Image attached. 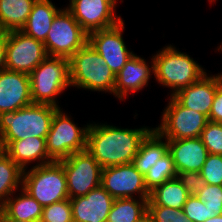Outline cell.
I'll list each match as a JSON object with an SVG mask.
<instances>
[{
	"instance_id": "1",
	"label": "cell",
	"mask_w": 222,
	"mask_h": 222,
	"mask_svg": "<svg viewBox=\"0 0 222 222\" xmlns=\"http://www.w3.org/2000/svg\"><path fill=\"white\" fill-rule=\"evenodd\" d=\"M153 128L122 129L105 124H90L87 151L102 168L129 164L138 153L140 144Z\"/></svg>"
},
{
	"instance_id": "2",
	"label": "cell",
	"mask_w": 222,
	"mask_h": 222,
	"mask_svg": "<svg viewBox=\"0 0 222 222\" xmlns=\"http://www.w3.org/2000/svg\"><path fill=\"white\" fill-rule=\"evenodd\" d=\"M59 108L47 104H31L14 112L0 114V148L11 141L29 137L46 138Z\"/></svg>"
},
{
	"instance_id": "3",
	"label": "cell",
	"mask_w": 222,
	"mask_h": 222,
	"mask_svg": "<svg viewBox=\"0 0 222 222\" xmlns=\"http://www.w3.org/2000/svg\"><path fill=\"white\" fill-rule=\"evenodd\" d=\"M69 62L71 86L114 94L116 75L89 42Z\"/></svg>"
},
{
	"instance_id": "4",
	"label": "cell",
	"mask_w": 222,
	"mask_h": 222,
	"mask_svg": "<svg viewBox=\"0 0 222 222\" xmlns=\"http://www.w3.org/2000/svg\"><path fill=\"white\" fill-rule=\"evenodd\" d=\"M154 75L159 84L170 87L172 94L198 81L206 72L189 55L174 46H166L153 56Z\"/></svg>"
},
{
	"instance_id": "5",
	"label": "cell",
	"mask_w": 222,
	"mask_h": 222,
	"mask_svg": "<svg viewBox=\"0 0 222 222\" xmlns=\"http://www.w3.org/2000/svg\"><path fill=\"white\" fill-rule=\"evenodd\" d=\"M29 76L32 102L60 108L56 96L71 86L69 59L47 56Z\"/></svg>"
},
{
	"instance_id": "6",
	"label": "cell",
	"mask_w": 222,
	"mask_h": 222,
	"mask_svg": "<svg viewBox=\"0 0 222 222\" xmlns=\"http://www.w3.org/2000/svg\"><path fill=\"white\" fill-rule=\"evenodd\" d=\"M21 189L42 207L69 199L66 175L59 161L23 170Z\"/></svg>"
},
{
	"instance_id": "7",
	"label": "cell",
	"mask_w": 222,
	"mask_h": 222,
	"mask_svg": "<svg viewBox=\"0 0 222 222\" xmlns=\"http://www.w3.org/2000/svg\"><path fill=\"white\" fill-rule=\"evenodd\" d=\"M58 109L52 119L50 131L45 138L48 156L53 161L68 158L71 154L87 149L89 125L79 128L65 113Z\"/></svg>"
},
{
	"instance_id": "8",
	"label": "cell",
	"mask_w": 222,
	"mask_h": 222,
	"mask_svg": "<svg viewBox=\"0 0 222 222\" xmlns=\"http://www.w3.org/2000/svg\"><path fill=\"white\" fill-rule=\"evenodd\" d=\"M88 42V33L65 8L55 16L44 42L48 56L70 58Z\"/></svg>"
},
{
	"instance_id": "9",
	"label": "cell",
	"mask_w": 222,
	"mask_h": 222,
	"mask_svg": "<svg viewBox=\"0 0 222 222\" xmlns=\"http://www.w3.org/2000/svg\"><path fill=\"white\" fill-rule=\"evenodd\" d=\"M164 109L160 126L154 128L167 140L200 137L209 119L206 115L183 107L172 95Z\"/></svg>"
},
{
	"instance_id": "10",
	"label": "cell",
	"mask_w": 222,
	"mask_h": 222,
	"mask_svg": "<svg viewBox=\"0 0 222 222\" xmlns=\"http://www.w3.org/2000/svg\"><path fill=\"white\" fill-rule=\"evenodd\" d=\"M59 162L66 175L69 199L85 196L101 185L102 167L87 150L73 153Z\"/></svg>"
},
{
	"instance_id": "11",
	"label": "cell",
	"mask_w": 222,
	"mask_h": 222,
	"mask_svg": "<svg viewBox=\"0 0 222 222\" xmlns=\"http://www.w3.org/2000/svg\"><path fill=\"white\" fill-rule=\"evenodd\" d=\"M47 56L43 42L21 30L7 32L6 69L29 75Z\"/></svg>"
},
{
	"instance_id": "12",
	"label": "cell",
	"mask_w": 222,
	"mask_h": 222,
	"mask_svg": "<svg viewBox=\"0 0 222 222\" xmlns=\"http://www.w3.org/2000/svg\"><path fill=\"white\" fill-rule=\"evenodd\" d=\"M101 186L114 199L133 198L134 193L139 194L140 199H149L150 195L144 176L132 163L102 168Z\"/></svg>"
},
{
	"instance_id": "13",
	"label": "cell",
	"mask_w": 222,
	"mask_h": 222,
	"mask_svg": "<svg viewBox=\"0 0 222 222\" xmlns=\"http://www.w3.org/2000/svg\"><path fill=\"white\" fill-rule=\"evenodd\" d=\"M116 2V0H70V5L66 8L89 34L113 27L122 20L114 13Z\"/></svg>"
},
{
	"instance_id": "14",
	"label": "cell",
	"mask_w": 222,
	"mask_h": 222,
	"mask_svg": "<svg viewBox=\"0 0 222 222\" xmlns=\"http://www.w3.org/2000/svg\"><path fill=\"white\" fill-rule=\"evenodd\" d=\"M123 29L124 22L121 20L113 27L96 30L88 34V42L105 60L115 75L134 55L133 51L127 50L128 48L122 38Z\"/></svg>"
},
{
	"instance_id": "15",
	"label": "cell",
	"mask_w": 222,
	"mask_h": 222,
	"mask_svg": "<svg viewBox=\"0 0 222 222\" xmlns=\"http://www.w3.org/2000/svg\"><path fill=\"white\" fill-rule=\"evenodd\" d=\"M33 104L30 76L4 69L0 72V114L14 112Z\"/></svg>"
},
{
	"instance_id": "16",
	"label": "cell",
	"mask_w": 222,
	"mask_h": 222,
	"mask_svg": "<svg viewBox=\"0 0 222 222\" xmlns=\"http://www.w3.org/2000/svg\"><path fill=\"white\" fill-rule=\"evenodd\" d=\"M222 84V73L207 76L184 87L172 95L183 107L202 113L209 117L217 88Z\"/></svg>"
},
{
	"instance_id": "17",
	"label": "cell",
	"mask_w": 222,
	"mask_h": 222,
	"mask_svg": "<svg viewBox=\"0 0 222 222\" xmlns=\"http://www.w3.org/2000/svg\"><path fill=\"white\" fill-rule=\"evenodd\" d=\"M114 198L100 185L70 199L73 222H107Z\"/></svg>"
},
{
	"instance_id": "18",
	"label": "cell",
	"mask_w": 222,
	"mask_h": 222,
	"mask_svg": "<svg viewBox=\"0 0 222 222\" xmlns=\"http://www.w3.org/2000/svg\"><path fill=\"white\" fill-rule=\"evenodd\" d=\"M167 142L177 173L201 171L209 153L199 137L167 140Z\"/></svg>"
},
{
	"instance_id": "19",
	"label": "cell",
	"mask_w": 222,
	"mask_h": 222,
	"mask_svg": "<svg viewBox=\"0 0 222 222\" xmlns=\"http://www.w3.org/2000/svg\"><path fill=\"white\" fill-rule=\"evenodd\" d=\"M151 60L152 66L150 68L145 62V59L135 54L126 62L124 67L116 75L114 86L115 97L124 100V97L127 96L129 92H137L148 84L151 77L150 73L154 74L153 58Z\"/></svg>"
},
{
	"instance_id": "20",
	"label": "cell",
	"mask_w": 222,
	"mask_h": 222,
	"mask_svg": "<svg viewBox=\"0 0 222 222\" xmlns=\"http://www.w3.org/2000/svg\"><path fill=\"white\" fill-rule=\"evenodd\" d=\"M3 151L22 169L33 161H38L37 166L47 164L53 160L48 156L45 138L29 137L11 141Z\"/></svg>"
},
{
	"instance_id": "21",
	"label": "cell",
	"mask_w": 222,
	"mask_h": 222,
	"mask_svg": "<svg viewBox=\"0 0 222 222\" xmlns=\"http://www.w3.org/2000/svg\"><path fill=\"white\" fill-rule=\"evenodd\" d=\"M59 11L60 9H57L50 0H36L21 31L44 43L52 22Z\"/></svg>"
},
{
	"instance_id": "22",
	"label": "cell",
	"mask_w": 222,
	"mask_h": 222,
	"mask_svg": "<svg viewBox=\"0 0 222 222\" xmlns=\"http://www.w3.org/2000/svg\"><path fill=\"white\" fill-rule=\"evenodd\" d=\"M162 139V136L153 129L140 144L132 164L143 176L168 152L167 139L166 142Z\"/></svg>"
},
{
	"instance_id": "23",
	"label": "cell",
	"mask_w": 222,
	"mask_h": 222,
	"mask_svg": "<svg viewBox=\"0 0 222 222\" xmlns=\"http://www.w3.org/2000/svg\"><path fill=\"white\" fill-rule=\"evenodd\" d=\"M36 0H0V31L21 30Z\"/></svg>"
},
{
	"instance_id": "24",
	"label": "cell",
	"mask_w": 222,
	"mask_h": 222,
	"mask_svg": "<svg viewBox=\"0 0 222 222\" xmlns=\"http://www.w3.org/2000/svg\"><path fill=\"white\" fill-rule=\"evenodd\" d=\"M0 210L11 219L40 222L43 207L22 189L21 195L10 196Z\"/></svg>"
},
{
	"instance_id": "25",
	"label": "cell",
	"mask_w": 222,
	"mask_h": 222,
	"mask_svg": "<svg viewBox=\"0 0 222 222\" xmlns=\"http://www.w3.org/2000/svg\"><path fill=\"white\" fill-rule=\"evenodd\" d=\"M189 194L180 180L176 177L164 182L150 191L148 204H156L175 209H183Z\"/></svg>"
},
{
	"instance_id": "26",
	"label": "cell",
	"mask_w": 222,
	"mask_h": 222,
	"mask_svg": "<svg viewBox=\"0 0 222 222\" xmlns=\"http://www.w3.org/2000/svg\"><path fill=\"white\" fill-rule=\"evenodd\" d=\"M23 170L3 151H0V208L9 196L22 185Z\"/></svg>"
},
{
	"instance_id": "27",
	"label": "cell",
	"mask_w": 222,
	"mask_h": 222,
	"mask_svg": "<svg viewBox=\"0 0 222 222\" xmlns=\"http://www.w3.org/2000/svg\"><path fill=\"white\" fill-rule=\"evenodd\" d=\"M148 199H114L107 222H135L147 212Z\"/></svg>"
},
{
	"instance_id": "28",
	"label": "cell",
	"mask_w": 222,
	"mask_h": 222,
	"mask_svg": "<svg viewBox=\"0 0 222 222\" xmlns=\"http://www.w3.org/2000/svg\"><path fill=\"white\" fill-rule=\"evenodd\" d=\"M176 177L177 171L174 166V161L171 153L168 151L148 170V173L144 175V182L146 188L150 192L155 187Z\"/></svg>"
},
{
	"instance_id": "29",
	"label": "cell",
	"mask_w": 222,
	"mask_h": 222,
	"mask_svg": "<svg viewBox=\"0 0 222 222\" xmlns=\"http://www.w3.org/2000/svg\"><path fill=\"white\" fill-rule=\"evenodd\" d=\"M209 154L222 155V124L208 121L200 137Z\"/></svg>"
},
{
	"instance_id": "30",
	"label": "cell",
	"mask_w": 222,
	"mask_h": 222,
	"mask_svg": "<svg viewBox=\"0 0 222 222\" xmlns=\"http://www.w3.org/2000/svg\"><path fill=\"white\" fill-rule=\"evenodd\" d=\"M40 222H73L70 199L43 207Z\"/></svg>"
},
{
	"instance_id": "31",
	"label": "cell",
	"mask_w": 222,
	"mask_h": 222,
	"mask_svg": "<svg viewBox=\"0 0 222 222\" xmlns=\"http://www.w3.org/2000/svg\"><path fill=\"white\" fill-rule=\"evenodd\" d=\"M147 211L153 222H193L186 217L182 209L147 204Z\"/></svg>"
},
{
	"instance_id": "32",
	"label": "cell",
	"mask_w": 222,
	"mask_h": 222,
	"mask_svg": "<svg viewBox=\"0 0 222 222\" xmlns=\"http://www.w3.org/2000/svg\"><path fill=\"white\" fill-rule=\"evenodd\" d=\"M200 174L206 184L222 186V155L208 154Z\"/></svg>"
},
{
	"instance_id": "33",
	"label": "cell",
	"mask_w": 222,
	"mask_h": 222,
	"mask_svg": "<svg viewBox=\"0 0 222 222\" xmlns=\"http://www.w3.org/2000/svg\"><path fill=\"white\" fill-rule=\"evenodd\" d=\"M196 197L204 202L214 215H222V186L206 184Z\"/></svg>"
},
{
	"instance_id": "34",
	"label": "cell",
	"mask_w": 222,
	"mask_h": 222,
	"mask_svg": "<svg viewBox=\"0 0 222 222\" xmlns=\"http://www.w3.org/2000/svg\"><path fill=\"white\" fill-rule=\"evenodd\" d=\"M182 211L186 217L193 222H204L206 219L214 216V213H210L204 202L199 200L196 196L188 197L183 205Z\"/></svg>"
},
{
	"instance_id": "35",
	"label": "cell",
	"mask_w": 222,
	"mask_h": 222,
	"mask_svg": "<svg viewBox=\"0 0 222 222\" xmlns=\"http://www.w3.org/2000/svg\"><path fill=\"white\" fill-rule=\"evenodd\" d=\"M177 178L186 188L189 196L198 195L206 186V181L203 179L200 172L197 171L178 172Z\"/></svg>"
},
{
	"instance_id": "36",
	"label": "cell",
	"mask_w": 222,
	"mask_h": 222,
	"mask_svg": "<svg viewBox=\"0 0 222 222\" xmlns=\"http://www.w3.org/2000/svg\"><path fill=\"white\" fill-rule=\"evenodd\" d=\"M208 119L222 124V84L216 90Z\"/></svg>"
},
{
	"instance_id": "37",
	"label": "cell",
	"mask_w": 222,
	"mask_h": 222,
	"mask_svg": "<svg viewBox=\"0 0 222 222\" xmlns=\"http://www.w3.org/2000/svg\"><path fill=\"white\" fill-rule=\"evenodd\" d=\"M7 32L0 31V72L6 69Z\"/></svg>"
},
{
	"instance_id": "38",
	"label": "cell",
	"mask_w": 222,
	"mask_h": 222,
	"mask_svg": "<svg viewBox=\"0 0 222 222\" xmlns=\"http://www.w3.org/2000/svg\"><path fill=\"white\" fill-rule=\"evenodd\" d=\"M0 222H30V221H20V220L8 218V217L0 210Z\"/></svg>"
},
{
	"instance_id": "39",
	"label": "cell",
	"mask_w": 222,
	"mask_h": 222,
	"mask_svg": "<svg viewBox=\"0 0 222 222\" xmlns=\"http://www.w3.org/2000/svg\"><path fill=\"white\" fill-rule=\"evenodd\" d=\"M135 222H153V219L151 215L148 213V211L143 214L139 219H137Z\"/></svg>"
},
{
	"instance_id": "40",
	"label": "cell",
	"mask_w": 222,
	"mask_h": 222,
	"mask_svg": "<svg viewBox=\"0 0 222 222\" xmlns=\"http://www.w3.org/2000/svg\"><path fill=\"white\" fill-rule=\"evenodd\" d=\"M204 222H222V215H214L211 218L206 219Z\"/></svg>"
},
{
	"instance_id": "41",
	"label": "cell",
	"mask_w": 222,
	"mask_h": 222,
	"mask_svg": "<svg viewBox=\"0 0 222 222\" xmlns=\"http://www.w3.org/2000/svg\"><path fill=\"white\" fill-rule=\"evenodd\" d=\"M218 50H221V51H222V44H221V46H219Z\"/></svg>"
}]
</instances>
